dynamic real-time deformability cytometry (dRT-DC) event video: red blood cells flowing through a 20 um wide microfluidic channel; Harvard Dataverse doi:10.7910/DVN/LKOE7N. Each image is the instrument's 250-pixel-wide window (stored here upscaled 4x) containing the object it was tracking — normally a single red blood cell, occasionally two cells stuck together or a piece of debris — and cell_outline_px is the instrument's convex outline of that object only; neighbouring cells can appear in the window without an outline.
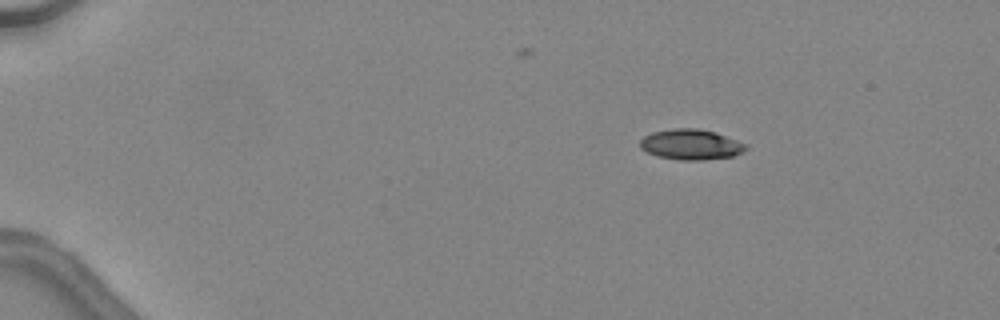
{"species": "common noctule bat (a hibernating species)", "species_latin": "Nyctalus noctula", "temperature_condition": "warm", "stored_images_in_passage": 47, "camera_frame_rate_fps": 3000, "um_per_image_px": 0.085, "animal": {"sex": "female", "body_mass_g": 24.6, "forearm_length_mm": 56.2}, "frame": {"image": 1, "passage_image": 8, "time_ms": 2.333, "image_size_px": [1000, 320], "cell_outline_px": [[748, 148], [732, 156], [704, 160], [680, 160], [656, 156], [640, 148], [640, 140], [644, 136], [652, 132], [672, 128], [696, 128], [716, 132], [748, 144]], "centroid_in_image_um": [58.72, 12.27], "position_along_channel_um": 26.3, "area_um2": 18.84}}
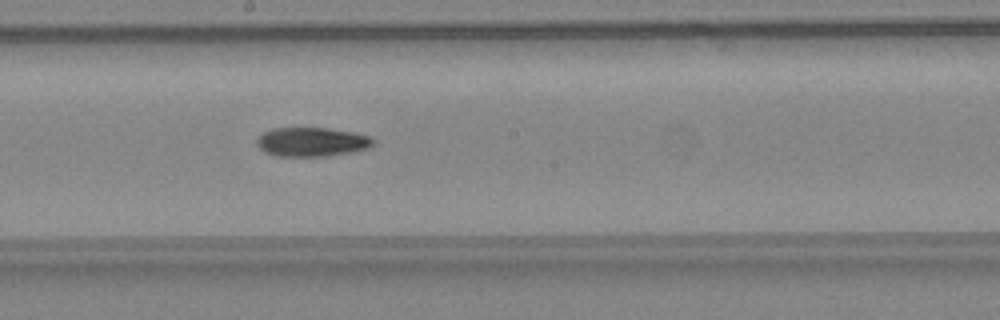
{"frame": {"image": 2, "passage_image": 28, "time_ms": 9.0, "image_size_px": [1000, 320], "cell_outline_px": [[376, 140], [368, 148], [352, 152], [328, 156], [276, 156], [264, 152], [256, 144], [256, 140], [264, 132], [272, 128], [328, 128], [352, 132], [372, 136]], "centroid_in_image_um": [26.51, 12.06], "position_along_channel_um": 221.7, "area_um2": 19.83}}
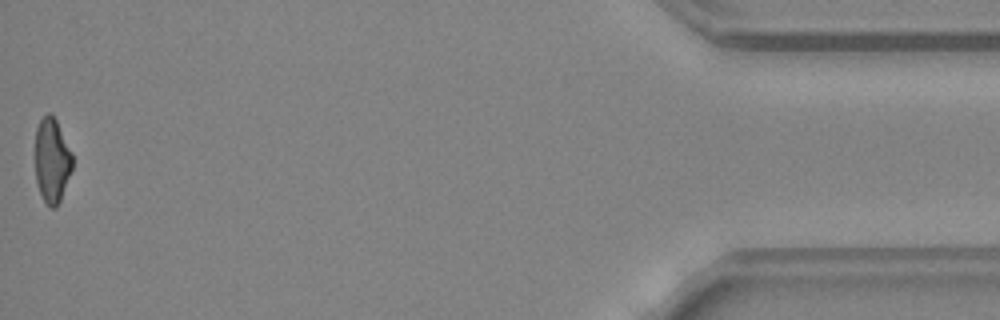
{"frame": {"image": 3, "passage_image": 47, "time_ms": 15.333, "image_size_px": [1000, 320], "cell_outline_px": [[72, 168], [60, 200], [56, 208], [52, 208], [44, 200], [36, 184], [36, 128], [40, 120], [48, 112], [52, 112], [72, 152]], "centroid_in_image_um": [4.41, 13.61], "position_along_channel_um": 430.8, "area_um2": 18.15}, "authors_computed_cell_mechanics": {"area_um2": 19.5364, "velocity_mm_per_s": 4.5717, "shape_relaxation_time_tau1_ms": 4.0406, "shape_relaxation_time_tau2_ms": 10.3855, "deformation_change_tau1": 0.1649, "deformation_change_tau2": 0.247}}